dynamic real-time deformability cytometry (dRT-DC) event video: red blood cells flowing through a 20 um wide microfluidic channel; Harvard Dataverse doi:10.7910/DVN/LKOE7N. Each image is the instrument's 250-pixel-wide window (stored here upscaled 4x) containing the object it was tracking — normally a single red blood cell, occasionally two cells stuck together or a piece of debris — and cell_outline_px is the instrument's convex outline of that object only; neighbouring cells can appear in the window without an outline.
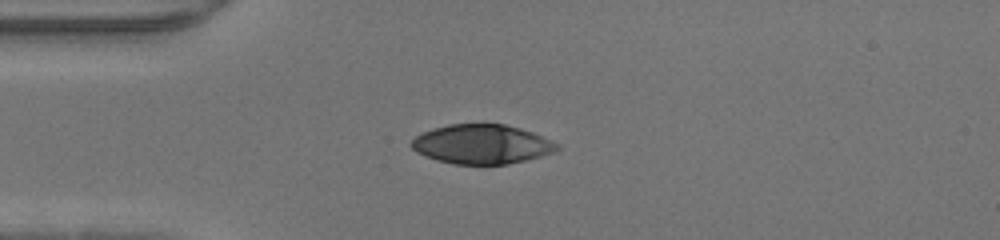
{"species": "human", "species_latin": "Homo sapiens", "temperature_condition": "warm", "stored_images_in_passage": 35, "camera_frame_rate_fps": 3000, "um_per_image_px": 0.085, "donor": {"sex": "male"}, "frame": {"image": 1, "passage_image": 1, "time_ms": 0.0, "image_size_px": [1000, 240], "cell_outline_px": [[560, 148], [552, 152], [540, 156], [508, 164], [452, 164], [436, 160], [424, 156], [416, 152], [408, 144], [416, 136], [424, 132], [448, 124], [480, 120], [504, 124], [520, 128], [532, 132], [560, 144]], "centroid_in_image_um": [40.92, 12.22], "position_along_channel_um": 44.1, "area_um2": 34.1}}
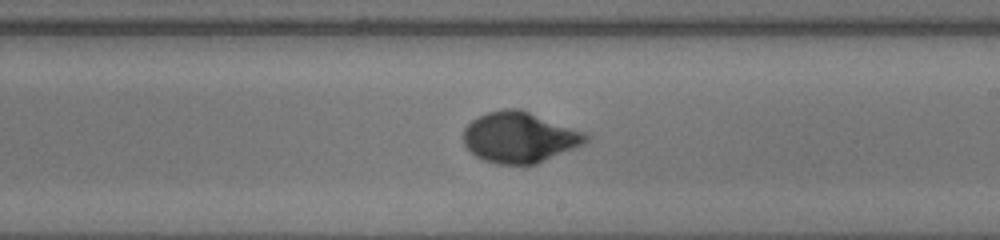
{"frame": {"image": 2, "passage_image": 16, "time_ms": 5.0, "image_size_px": [1000, 240], "cell_outline_px": [[592, 136], [584, 144], [536, 164], [496, 164], [484, 160], [476, 156], [464, 144], [464, 128], [472, 120], [488, 112], [504, 108], [520, 108], [588, 132]], "centroid_in_image_um": [44.22, 11.66], "position_along_channel_um": 244.8, "area_um2": 36.47}}
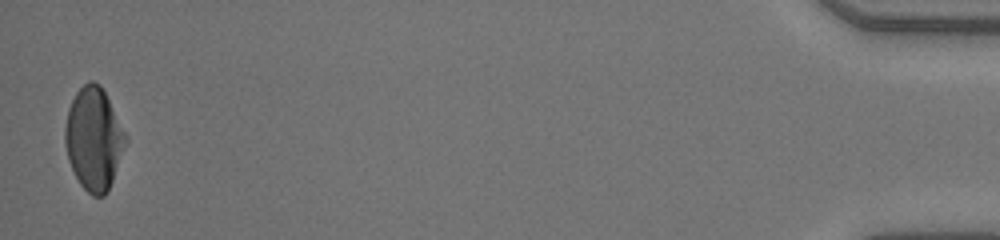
{"frame": {"image": 3, "passage_image": 35, "time_ms": 11.333, "image_size_px": [1000, 240], "cell_outline_px": [[128, 140], [112, 180], [104, 196], [92, 196], [80, 184], [68, 160], [64, 140], [64, 128], [68, 108], [76, 92], [88, 80], [92, 80], [100, 84]], "centroid_in_image_um": [7.94, 11.79], "position_along_channel_um": 427.3, "area_um2": 35.72}}